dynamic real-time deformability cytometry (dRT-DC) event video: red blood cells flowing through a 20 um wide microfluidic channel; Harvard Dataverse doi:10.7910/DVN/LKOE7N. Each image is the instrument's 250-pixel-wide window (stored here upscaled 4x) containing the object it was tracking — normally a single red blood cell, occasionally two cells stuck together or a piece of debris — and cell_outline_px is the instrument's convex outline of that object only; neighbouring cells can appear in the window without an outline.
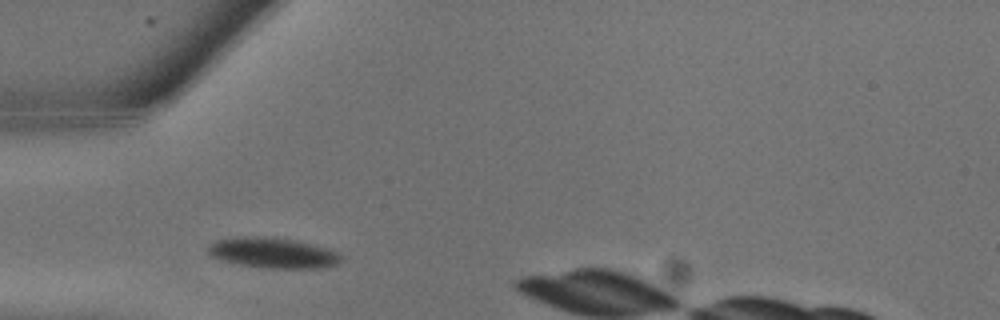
{"species": "common noctule bat (a hibernating species)", "species_latin": "Nyctalus noctula", "temperature_condition": "warm", "stored_images_in_passage": 5, "camera_frame_rate_fps": 3000, "um_per_image_px": 0.085, "animal": {"sex": "male", "body_mass_g": 13.3}, "frame": {"image": 1, "passage_image": 3, "time_ms": 0.667, "image_size_px": [1000, 320], "cell_outline_px": [[344, 256], [336, 264], [320, 268], [260, 268], [240, 264], [224, 260], [212, 256], [208, 252], [208, 244], [216, 240], [236, 236], [272, 236], [296, 240], [328, 248]], "centroid_in_image_um": [23.19, 21.47], "position_along_channel_um": 61.8, "area_um2": 23.81}}